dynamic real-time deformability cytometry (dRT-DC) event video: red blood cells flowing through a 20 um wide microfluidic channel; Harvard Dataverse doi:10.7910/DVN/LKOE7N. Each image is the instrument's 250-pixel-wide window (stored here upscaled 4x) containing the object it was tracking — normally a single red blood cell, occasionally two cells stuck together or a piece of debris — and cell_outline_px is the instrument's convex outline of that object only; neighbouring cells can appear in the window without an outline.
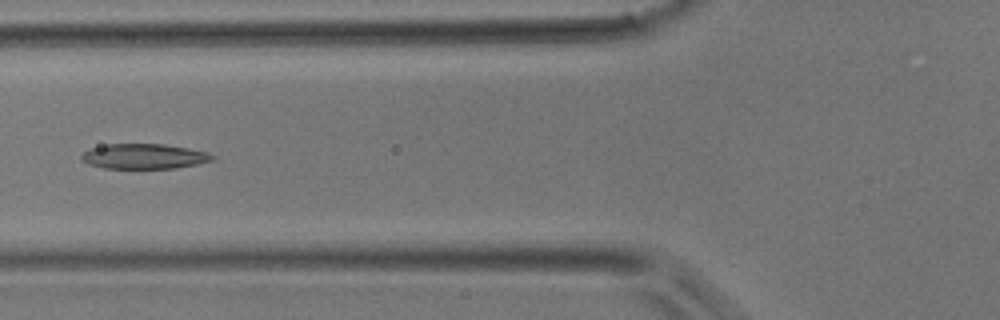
{"species": "common noctule bat (a hibernating species)", "species_latin": "Nyctalus noctula", "temperature_condition": "room temperature", "stored_images_in_passage": 4, "camera_frame_rate_fps": 3000, "um_per_image_px": 0.085, "animal": {"sex": "male", "body_mass_g": 17.9}, "frame": {"image": 1, "passage_image": 4, "time_ms": 3.667, "image_size_px": [1000, 320], "cell_outline_px": [[216, 156], [212, 160], [196, 164], [176, 168], [104, 168], [88, 164], [80, 160], [80, 156], [84, 152], [92, 148], [108, 144], [164, 144], [188, 148], [208, 152]], "centroid_in_image_um": [12.24, 13.29], "position_along_channel_um": 113.6, "area_um2": 19.07}}